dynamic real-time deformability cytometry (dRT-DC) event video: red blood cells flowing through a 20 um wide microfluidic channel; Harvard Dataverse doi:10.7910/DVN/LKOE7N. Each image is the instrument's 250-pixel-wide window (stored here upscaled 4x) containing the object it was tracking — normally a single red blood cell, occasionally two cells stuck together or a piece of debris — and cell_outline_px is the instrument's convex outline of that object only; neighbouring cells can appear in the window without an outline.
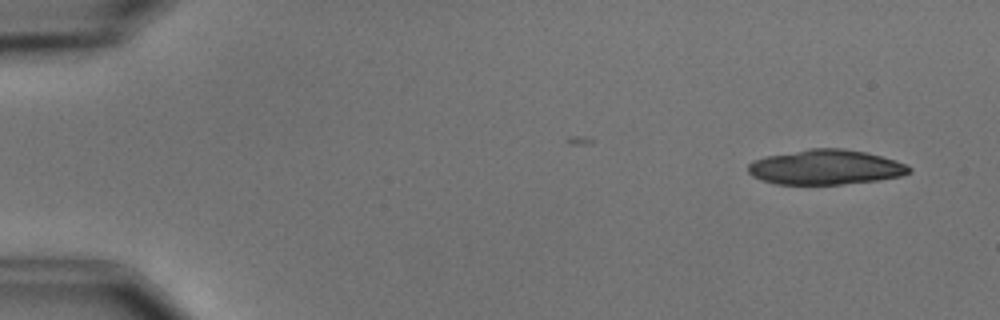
{"species": "common noctule bat (a hibernating species)", "species_latin": "Nyctalus noctula", "temperature_condition": "cold", "stored_images_in_passage": 2, "camera_frame_rate_fps": 3000, "um_per_image_px": 0.085, "animal": {"sex": "male", "body_mass_g": 15.6}, "frame": {"image": 1, "passage_image": 2, "time_ms": 1.333, "image_size_px": [1000, 320], "cell_outline_px": [[912, 172], [900, 176], [880, 180], [844, 184], [776, 184], [760, 180], [752, 176], [748, 172], [748, 164], [752, 160], [764, 156], [808, 148], [840, 148], [864, 152], [880, 156], [904, 164], [912, 168]], "centroid_in_image_um": [70.12, 14.21], "position_along_channel_um": 14.9, "area_um2": 32.83}}